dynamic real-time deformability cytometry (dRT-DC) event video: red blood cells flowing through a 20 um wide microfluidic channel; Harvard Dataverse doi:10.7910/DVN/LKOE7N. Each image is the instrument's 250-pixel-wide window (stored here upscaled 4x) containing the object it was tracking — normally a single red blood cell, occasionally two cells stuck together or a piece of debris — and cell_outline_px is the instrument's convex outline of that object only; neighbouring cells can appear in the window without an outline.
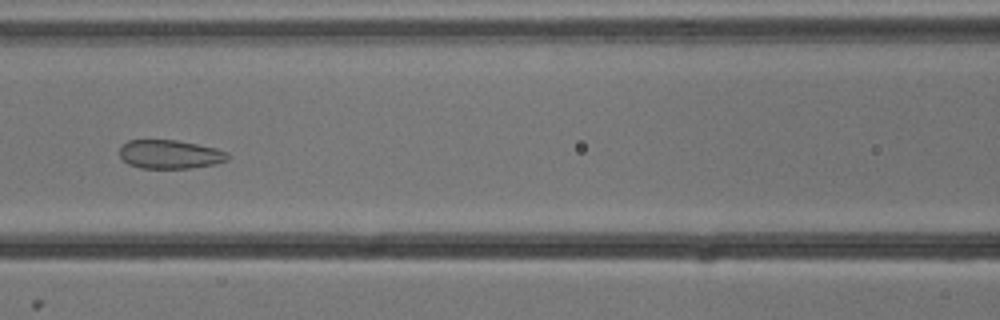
{"species": "common noctule bat (a hibernating species)", "species_latin": "Nyctalus noctula", "temperature_condition": "cold", "stored_images_in_passage": 9, "camera_frame_rate_fps": 3000, "um_per_image_px": 0.085, "animal": {"sex": "male", "body_mass_g": 13.3}, "frame": {"image": 1, "passage_image": 7, "time_ms": 2.0, "image_size_px": [1000, 320], "cell_outline_px": [[228, 160], [216, 164], [188, 168], [140, 168], [128, 164], [120, 156], [120, 148], [128, 140], [176, 140], [216, 148], [228, 152]], "centroid_in_image_um": [14.46, 13.12], "position_along_channel_um": 152.1, "area_um2": 18.03}}
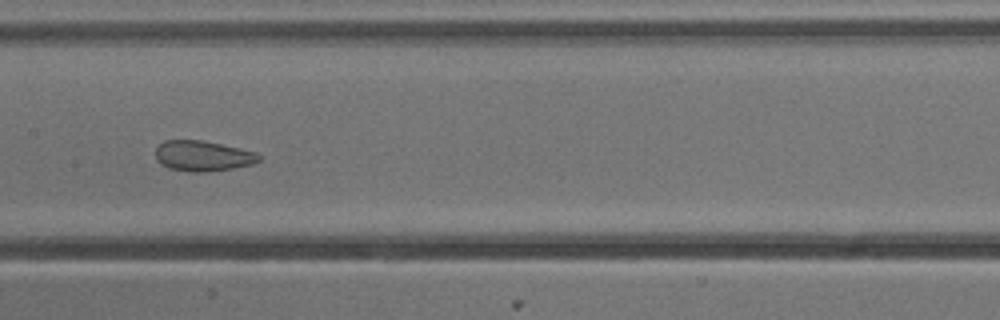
{"frame": {"image": 2, "passage_image": 8, "time_ms": 2.333, "image_size_px": [1000, 320], "cell_outline_px": [[260, 160], [256, 164], [232, 168], [204, 172], [188, 172], [168, 168], [160, 164], [156, 160], [156, 148], [164, 140], [200, 140], [240, 148], [256, 152], [260, 156]], "centroid_in_image_um": [17.23, 13.26], "position_along_channel_um": 190.2, "area_um2": 18.44}}
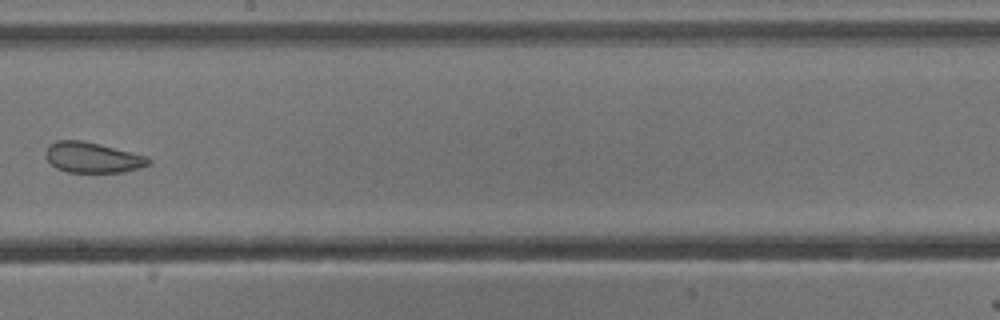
{"frame": {"image": 3, "passage_image": 9, "time_ms": 2.667, "image_size_px": [1000, 320], "cell_outline_px": [[152, 160], [148, 164], [140, 168], [124, 172], [68, 172], [56, 168], [44, 156], [44, 152], [48, 144], [56, 140], [80, 140], [100, 144], [148, 156]], "centroid_in_image_um": [7.84, 13.38], "position_along_channel_um": 240.4, "area_um2": 18.44}}